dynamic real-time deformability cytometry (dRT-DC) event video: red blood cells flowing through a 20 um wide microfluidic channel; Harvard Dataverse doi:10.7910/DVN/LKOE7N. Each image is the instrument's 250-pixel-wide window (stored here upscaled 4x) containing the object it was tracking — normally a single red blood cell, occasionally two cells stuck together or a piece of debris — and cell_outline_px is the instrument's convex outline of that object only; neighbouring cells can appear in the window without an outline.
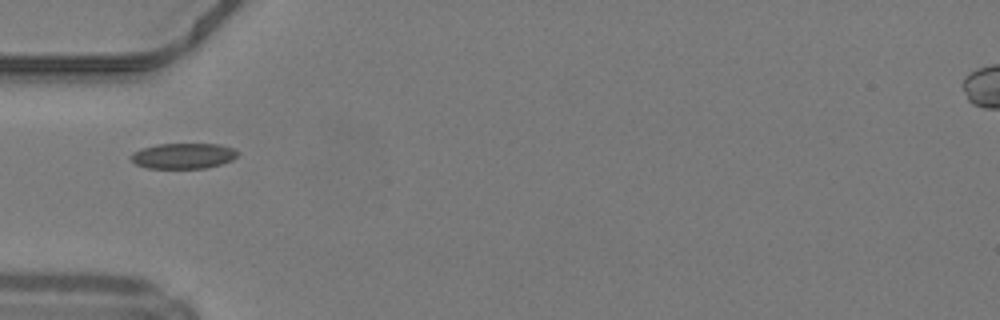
{"species": "common noctule bat (a hibernating species)", "species_latin": "Nyctalus noctula", "temperature_condition": "warm", "stored_images_in_passage": 13, "camera_frame_rate_fps": 3000, "um_per_image_px": 0.085, "animal": {"sex": "male", "body_mass_g": 19.2, "forearm_length_mm": 51.8}, "frame": {"image": 1, "passage_image": 1, "time_ms": 0.0, "image_size_px": [1000, 320], "cell_outline_px": [[240, 152], [232, 160], [208, 168], [148, 168], [136, 164], [128, 156], [132, 152], [140, 148], [156, 144], [220, 144], [232, 148]], "centroid_in_image_um": [15.55, 13.24], "position_along_channel_um": 69.4, "area_um2": 16.01}}
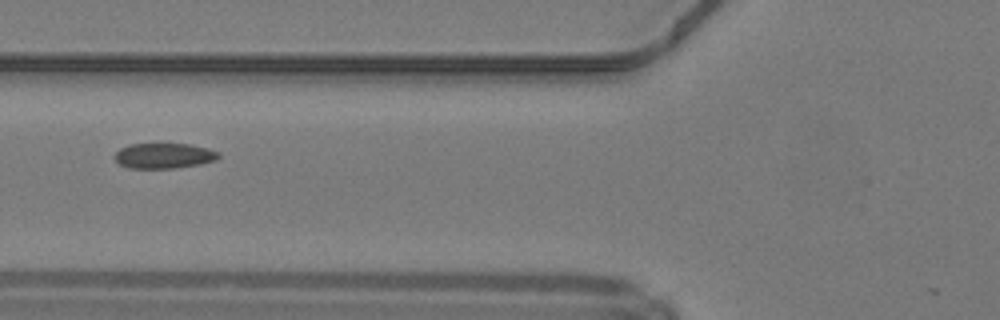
{"frame": {"image": 2, "passage_image": 4, "time_ms": 1.0, "image_size_px": [1000, 320], "cell_outline_px": [[220, 156], [216, 160], [200, 164], [172, 168], [128, 168], [120, 164], [116, 160], [116, 152], [120, 148], [128, 144], [192, 144], [208, 148], [220, 152]], "centroid_in_image_um": [13.97, 13.23], "position_along_channel_um": 111.8, "area_um2": 15.32}}
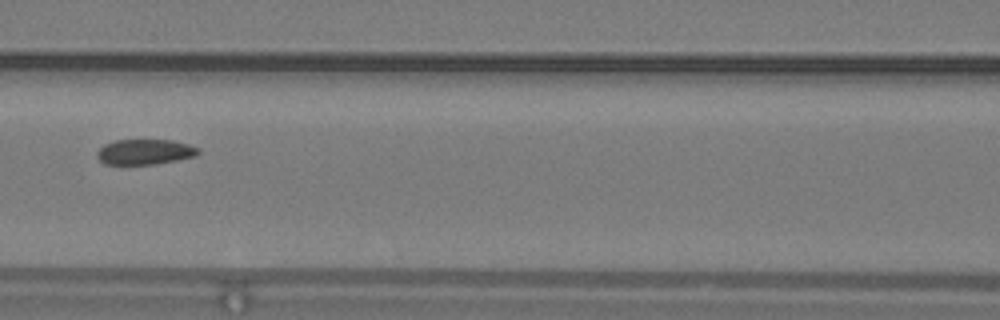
{"frame": {"image": 3, "passage_image": 7, "time_ms": 2.0, "image_size_px": [1000, 320], "cell_outline_px": [[200, 152], [196, 156], [156, 164], [104, 164], [96, 156], [96, 152], [104, 144], [116, 140], [172, 140], [188, 144], [200, 148]], "centroid_in_image_um": [12.32, 12.91], "position_along_channel_um": 154.3, "area_um2": 14.97}}